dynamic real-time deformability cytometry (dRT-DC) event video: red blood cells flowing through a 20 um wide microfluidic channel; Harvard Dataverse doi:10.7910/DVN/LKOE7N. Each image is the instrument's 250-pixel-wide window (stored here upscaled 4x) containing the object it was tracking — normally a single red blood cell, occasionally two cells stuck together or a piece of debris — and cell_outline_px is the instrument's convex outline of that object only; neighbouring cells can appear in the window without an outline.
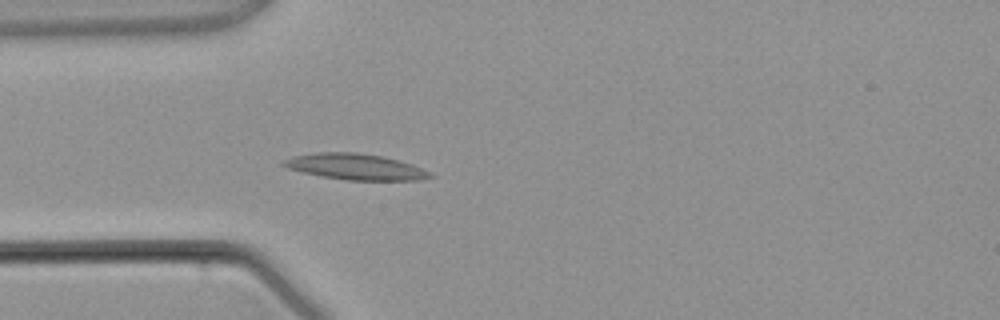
{"species": "common noctule bat (a hibernating species)", "species_latin": "Nyctalus noctula", "temperature_condition": "warm", "stored_images_in_passage": 2, "camera_frame_rate_fps": 3000, "um_per_image_px": 0.085, "animal": {"sex": "male", "body_mass_g": 21.5, "forearm_length_mm": 52.0}, "frame": {"image": 1, "passage_image": 2, "time_ms": 1.333, "image_size_px": [1000, 320], "cell_outline_px": [[436, 176], [420, 180], [348, 180], [320, 176], [288, 168], [280, 164], [280, 160], [292, 156], [316, 152], [356, 152], [384, 156], [412, 164], [432, 172]], "centroid_in_image_um": [30.22, 14.17], "position_along_channel_um": 54.8, "area_um2": 22.43}}